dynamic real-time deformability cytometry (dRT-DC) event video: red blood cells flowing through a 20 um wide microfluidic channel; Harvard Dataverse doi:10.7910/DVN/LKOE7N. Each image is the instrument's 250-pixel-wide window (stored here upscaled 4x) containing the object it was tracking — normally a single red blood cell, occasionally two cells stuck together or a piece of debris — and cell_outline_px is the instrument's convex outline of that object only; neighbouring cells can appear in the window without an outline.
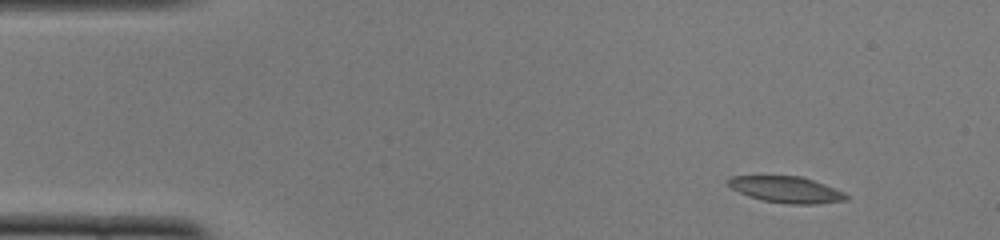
{"species": "common noctule bat (a hibernating species)", "species_latin": "Nyctalus noctula", "temperature_condition": "cold", "stored_images_in_passage": 48, "camera_frame_rate_fps": 3000, "um_per_image_px": 0.085, "animal": {"sex": "female", "body_mass_g": 22.0, "forearm_length_mm": 56.7}, "frame": {"image": 1, "passage_image": 1, "time_ms": 0.0, "image_size_px": [1000, 240], "cell_outline_px": [[848, 196], [844, 200], [812, 204], [792, 204], [764, 200], [740, 192], [732, 188], [728, 184], [728, 180], [732, 176], [800, 176], [812, 180], [832, 188]], "centroid_in_image_um": [66.79, 16.1], "position_along_channel_um": 18.2, "area_um2": 17.28}}
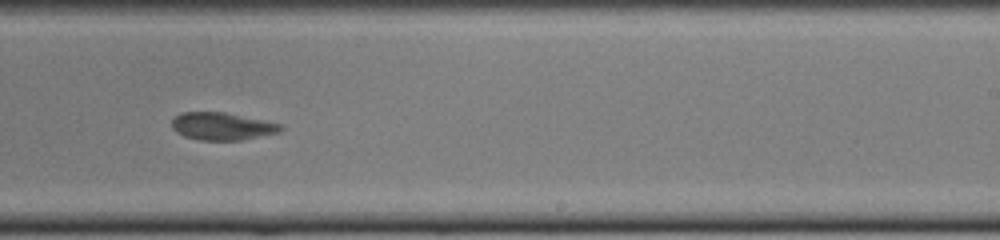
{"frame": {"image": 2, "passage_image": 28, "time_ms": 9.0, "image_size_px": [1000, 240], "cell_outline_px": [[284, 128], [276, 132], [240, 140], [200, 140], [184, 136], [176, 132], [172, 128], [172, 120], [180, 112], [224, 112], [280, 124]], "centroid_in_image_um": [18.8, 10.73], "position_along_channel_um": 270.2, "area_um2": 17.11}}
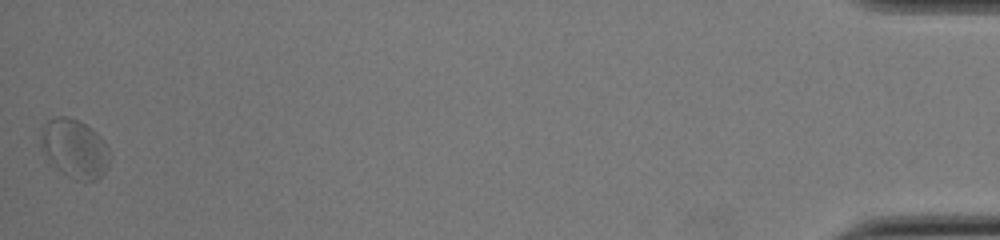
{"frame": {"image": 3, "passage_image": 48, "time_ms": 15.667, "image_size_px": [1000, 240], "cell_outline_px": [[104, 172], [96, 180], [76, 180], [68, 176], [48, 156], [44, 144], [44, 128], [48, 120], [56, 116], [68, 116], [84, 124], [96, 132], [100, 140], [104, 168]], "centroid_in_image_um": [6.29, 12.59], "position_along_channel_um": 428.9, "area_um2": 20.98}, "authors_computed_cell_mechanics": {"area_um2": 17.6579, "velocity_mm_per_s": 3.782, "shape_relaxation_time_tau1_ms": 2.9713, "shape_relaxation_time_tau2_ms": 2.3619, "deformation_change_tau1": 0.0993, "deformation_change_tau2": 0.0461}}